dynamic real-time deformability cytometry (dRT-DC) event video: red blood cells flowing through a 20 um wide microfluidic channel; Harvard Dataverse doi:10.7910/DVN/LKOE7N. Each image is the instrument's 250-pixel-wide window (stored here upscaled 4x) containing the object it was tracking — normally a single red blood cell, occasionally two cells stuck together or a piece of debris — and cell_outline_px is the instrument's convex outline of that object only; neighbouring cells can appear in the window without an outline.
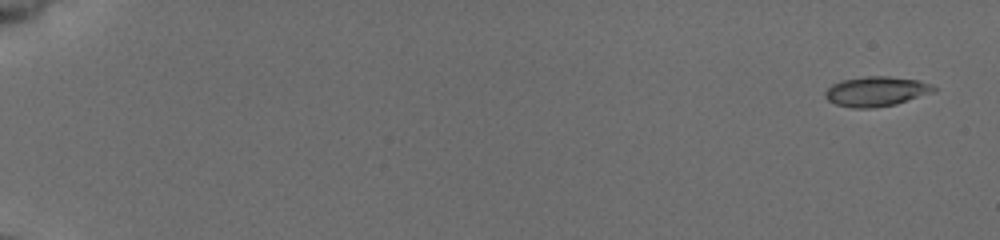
{"species": "common noctule bat (a hibernating species)", "species_latin": "Nyctalus noctula", "temperature_condition": "cold", "stored_images_in_passage": 12, "camera_frame_rate_fps": 3000, "um_per_image_px": 0.085, "animal": {"sex": "female", "body_mass_g": 19.5, "forearm_length_mm": 54.1}, "frame": {"image": 1, "passage_image": 1, "time_ms": 0.0, "image_size_px": [1000, 240], "cell_outline_px": [[936, 92], [896, 104], [872, 108], [852, 108], [836, 104], [828, 100], [824, 96], [824, 92], [832, 84], [840, 80], [864, 76], [888, 76], [916, 80], [932, 84], [936, 88]], "centroid_in_image_um": [74.48, 7.77], "position_along_channel_um": 10.5, "area_um2": 19.02}}
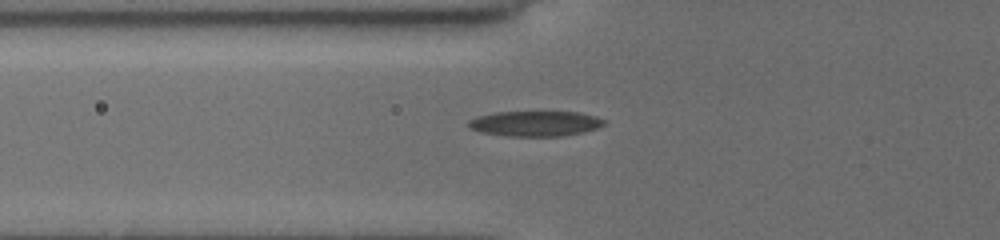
{"frame": {"image": 2, "passage_image": 9, "time_ms": 2.667, "image_size_px": [1000, 240], "cell_outline_px": [[608, 124], [584, 132], [560, 136], [504, 136], [480, 132], [468, 128], [468, 120], [476, 116], [496, 112], [580, 112], [596, 116], [608, 120]], "centroid_in_image_um": [45.51, 10.5], "position_along_channel_um": 80.3, "area_um2": 20.29}}
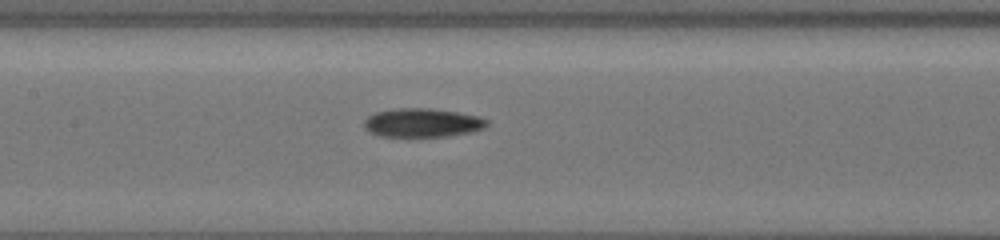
{"frame": {"image": 3, "passage_image": 12, "time_ms": 3.667, "image_size_px": [1000, 240], "cell_outline_px": [[488, 124], [484, 128], [468, 132], [448, 136], [380, 136], [364, 128], [364, 120], [368, 116], [376, 112], [396, 108], [432, 108], [480, 116], [488, 120]], "centroid_in_image_um": [35.9, 10.42], "position_along_channel_um": 171.5, "area_um2": 20.46}}